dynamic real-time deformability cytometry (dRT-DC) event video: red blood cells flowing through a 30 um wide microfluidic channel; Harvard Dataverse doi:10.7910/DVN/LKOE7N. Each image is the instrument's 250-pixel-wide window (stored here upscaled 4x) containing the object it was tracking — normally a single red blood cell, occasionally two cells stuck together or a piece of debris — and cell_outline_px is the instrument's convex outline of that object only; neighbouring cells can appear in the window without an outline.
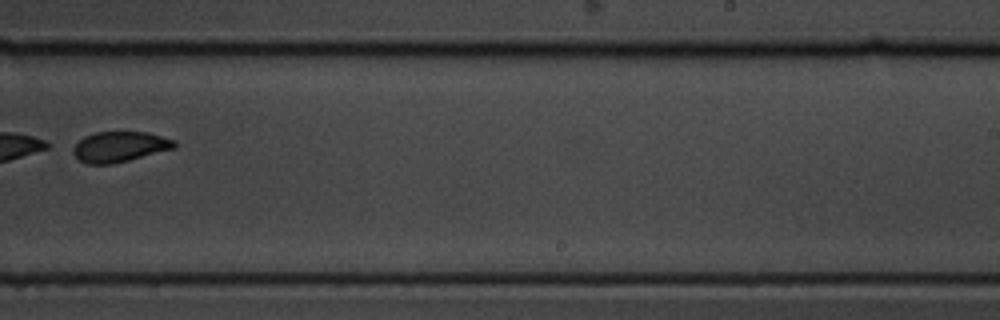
{"species": "common noctule bat (a hibernating species)", "species_latin": "Nyctalus noctula", "temperature_condition": "cold", "stored_images_in_passage": 13, "camera_frame_rate_fps": 3000, "um_per_image_px": 0.085, "animal": {"sex": "male", "body_mass_g": 19.5, "forearm_length_mm": 54.6}, "frame": {"image": 1, "passage_image": 8, "time_ms": 2.333, "image_size_px": [1000, 320], "cell_outline_px": [[176, 148], [112, 164], [88, 164], [80, 160], [72, 152], [72, 148], [84, 136], [96, 132], [148, 132], [172, 140], [176, 144]], "centroid_in_image_um": [10.15, 12.47], "position_along_channel_um": 278.8, "area_um2": 17.74}}
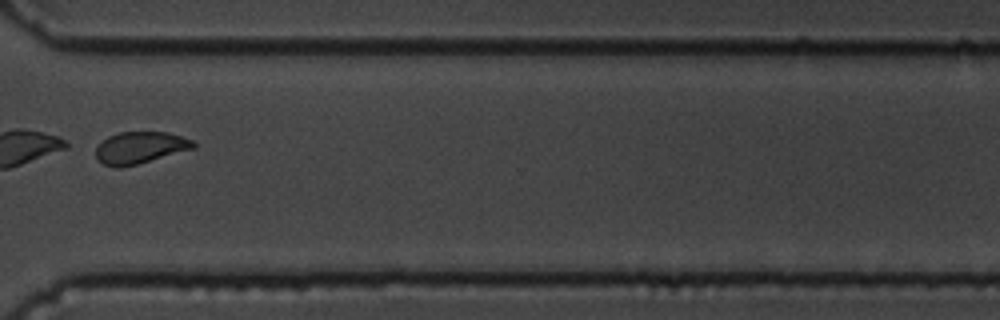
{"frame": {"image": 2, "passage_image": 10, "time_ms": 3.0, "image_size_px": [1000, 320], "cell_outline_px": [[196, 148], [136, 164], [120, 168], [116, 168], [104, 164], [96, 156], [96, 148], [108, 136], [120, 132], [168, 132], [192, 140], [196, 144]], "centroid_in_image_um": [11.93, 12.55], "position_along_channel_um": 358.7, "area_um2": 17.92}}